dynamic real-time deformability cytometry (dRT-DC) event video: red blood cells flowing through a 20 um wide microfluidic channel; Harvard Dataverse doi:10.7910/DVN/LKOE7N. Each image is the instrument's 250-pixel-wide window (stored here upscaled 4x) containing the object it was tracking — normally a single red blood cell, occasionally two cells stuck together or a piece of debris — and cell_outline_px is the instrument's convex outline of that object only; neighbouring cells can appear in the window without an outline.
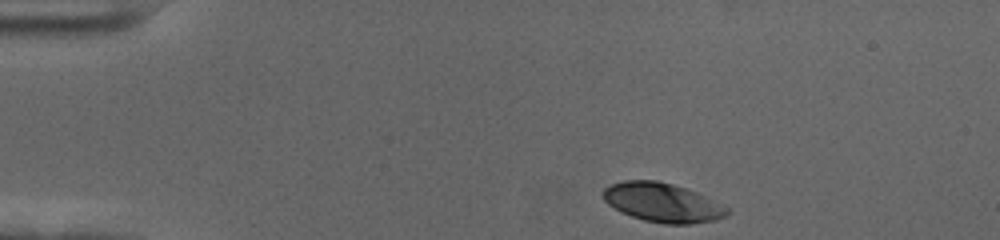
{"species": "human", "species_latin": "Homo sapiens", "temperature_condition": "cold", "stored_images_in_passage": 41, "camera_frame_rate_fps": 3000, "um_per_image_px": 0.085, "donor": {"sex": "female"}, "frame": {"image": 1, "passage_image": 1, "time_ms": 0.0, "image_size_px": [1000, 240], "cell_outline_px": [[732, 212], [728, 216], [716, 220], [692, 224], [664, 224], [644, 220], [620, 212], [608, 204], [604, 200], [600, 192], [608, 184], [624, 180], [656, 180], [672, 184], [696, 192], [728, 208]], "centroid_in_image_um": [56.28, 17.22], "position_along_channel_um": 28.7, "area_um2": 28.5}}
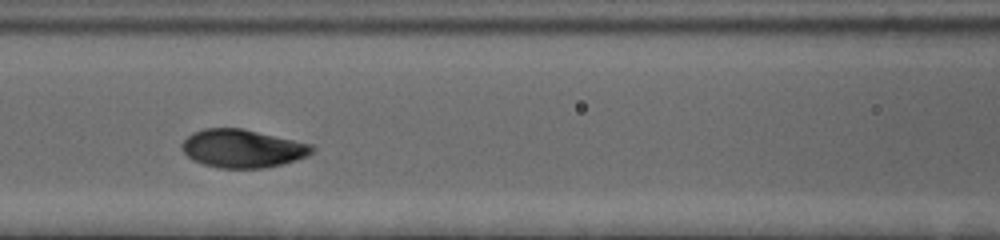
{"frame": {"image": 2, "passage_image": 17, "time_ms": 5.333, "image_size_px": [1000, 240], "cell_outline_px": [[316, 152], [308, 156], [296, 160], [264, 168], [220, 168], [204, 164], [192, 160], [184, 152], [180, 144], [192, 132], [204, 128], [244, 128], [312, 144], [316, 148]], "centroid_in_image_um": [20.64, 12.61], "position_along_channel_um": 146.0, "area_um2": 29.19}}
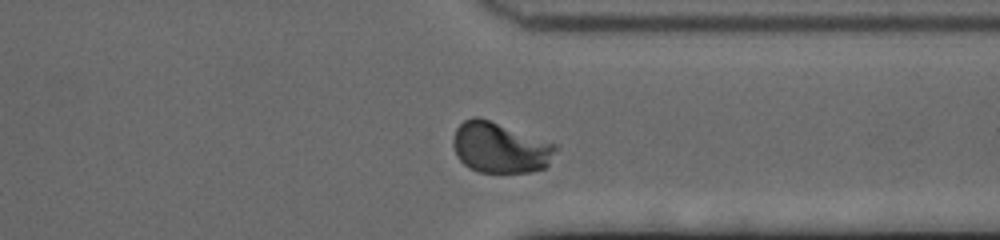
{"frame": {"image": 3, "passage_image": 36, "time_ms": 11.667, "image_size_px": [1000, 240], "cell_outline_px": [[556, 148], [548, 164], [544, 168], [528, 172], [480, 172], [468, 168], [456, 156], [452, 144], [452, 140], [456, 128], [464, 120], [472, 116], [476, 116], [488, 120], [556, 144]], "centroid_in_image_um": [42.44, 12.55], "position_along_channel_um": 369.0, "area_um2": 29.94}, "authors_computed_cell_mechanics": {"area_um2": 29.3046, "velocity_mm_per_s": 3.5192, "shape_relaxation_time_tau1_ms": 2.8167, "shape_relaxation_time_tau2_ms": null, "deformation_change_tau1": 0.1597, "deformation_change_tau2": null}}